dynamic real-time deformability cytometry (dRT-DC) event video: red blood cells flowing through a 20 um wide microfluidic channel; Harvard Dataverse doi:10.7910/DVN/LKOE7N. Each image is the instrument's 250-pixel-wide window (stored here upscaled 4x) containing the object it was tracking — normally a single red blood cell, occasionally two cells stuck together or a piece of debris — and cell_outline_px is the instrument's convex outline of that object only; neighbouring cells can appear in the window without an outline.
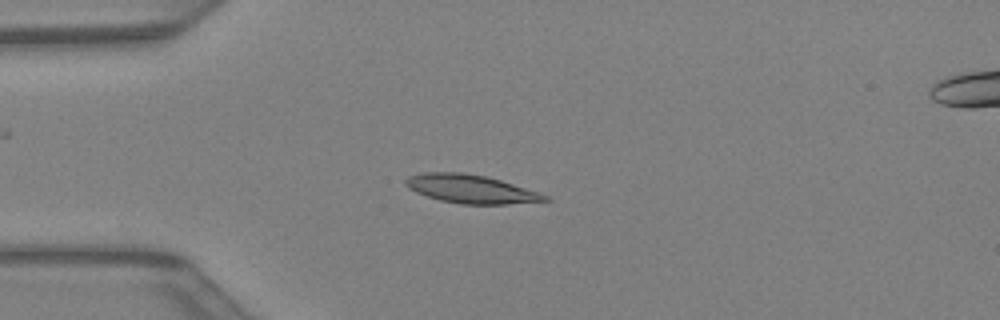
{"species": "Egyptian fruit bat (a non-hibernating species)", "species_latin": "Rousettus aegyptiacus", "temperature_condition": "warm", "stored_images_in_passage": 35, "camera_frame_rate_fps": 3000, "um_per_image_px": 0.085, "animal": {"sex": "female"}, "frame": {"image": 1, "passage_image": 4, "time_ms": 1.0, "image_size_px": [1000, 320], "cell_outline_px": [[552, 200], [508, 204], [460, 204], [440, 200], [416, 192], [408, 188], [404, 184], [404, 180], [408, 176], [424, 172], [464, 172], [484, 176], [500, 180], [540, 192], [548, 196]], "centroid_in_image_um": [40.01, 16.06], "position_along_channel_um": 45.0, "area_um2": 23.12}}
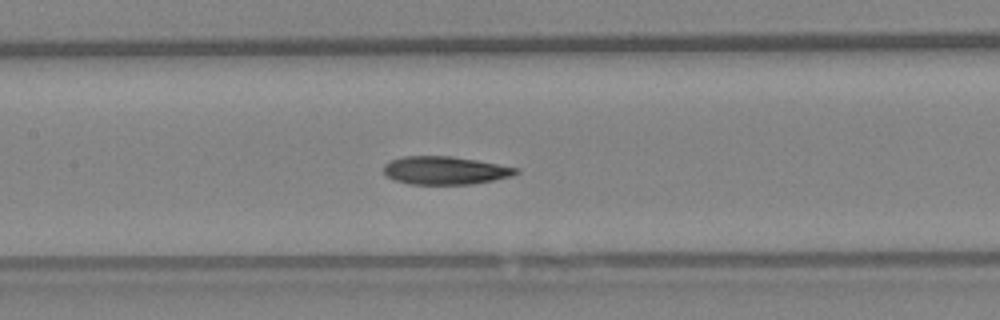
{"frame": {"image": 2, "passage_image": 13, "time_ms": 4.0, "image_size_px": [1000, 320], "cell_outline_px": [[520, 172], [512, 176], [472, 184], [408, 184], [384, 176], [384, 164], [388, 160], [404, 156], [452, 156], [476, 160], [520, 168]], "centroid_in_image_um": [37.81, 14.48], "position_along_channel_um": 169.6, "area_um2": 21.79}}
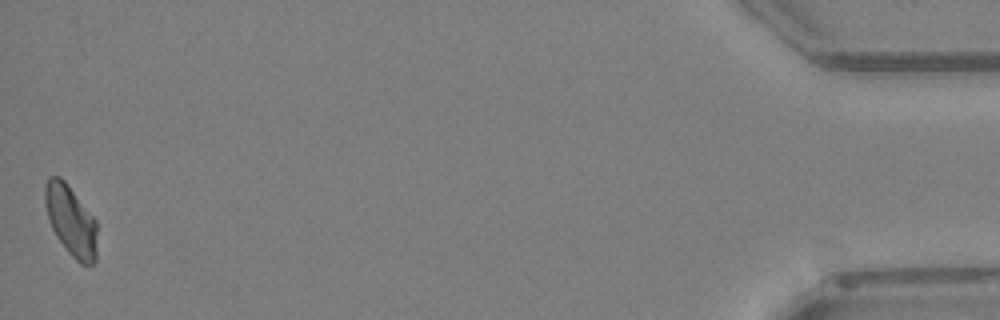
{"frame": {"image": 3, "passage_image": 35, "time_ms": 11.333, "image_size_px": [1000, 320], "cell_outline_px": [[96, 260], [92, 264], [80, 264], [68, 252], [56, 236], [48, 220], [44, 204], [44, 184], [48, 176], [60, 176], [64, 180], [96, 220]], "centroid_in_image_um": [5.99, 18.73], "position_along_channel_um": 429.2, "area_um2": 21.44}}